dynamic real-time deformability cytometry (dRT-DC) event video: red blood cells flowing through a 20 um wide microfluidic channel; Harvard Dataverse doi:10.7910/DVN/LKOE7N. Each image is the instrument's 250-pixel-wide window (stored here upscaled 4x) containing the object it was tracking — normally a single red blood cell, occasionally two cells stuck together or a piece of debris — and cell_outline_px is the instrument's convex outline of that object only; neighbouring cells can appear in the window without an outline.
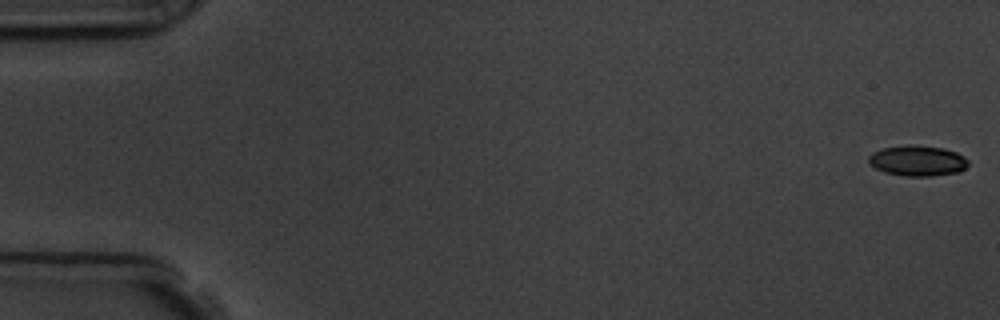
{"species": "common noctule bat (a hibernating species)", "species_latin": "Nyctalus noctula", "temperature_condition": "room temperature", "stored_images_in_passage": 54, "camera_frame_rate_fps": 3000, "um_per_image_px": 0.085, "animal": {"sex": "male", "body_mass_g": 19.5, "forearm_length_mm": 54.6}, "frame": {"image": 1, "passage_image": 1, "time_ms": 0.0, "image_size_px": [1000, 320], "cell_outline_px": [[968, 164], [964, 168], [956, 172], [932, 176], [904, 176], [884, 172], [868, 164], [868, 156], [872, 152], [884, 148], [908, 144], [944, 148], [956, 152], [964, 156], [968, 160]], "centroid_in_image_um": [77.96, 13.66], "position_along_channel_um": 7.0, "area_um2": 17.74}}
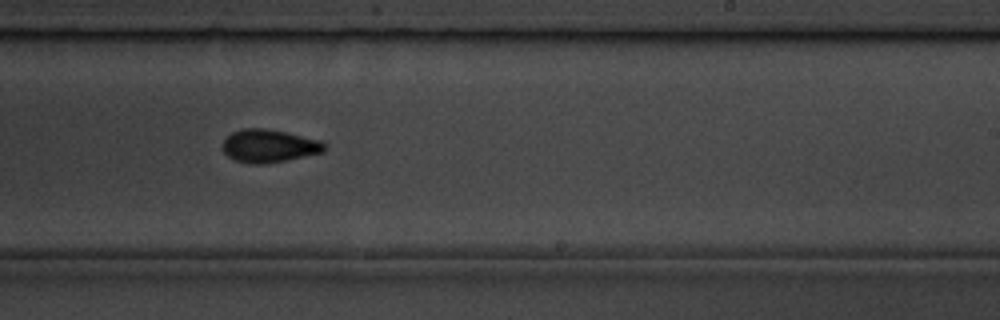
{"frame": {"image": 2, "passage_image": 35, "time_ms": 11.333, "image_size_px": [1000, 320], "cell_outline_px": [[328, 144], [324, 152], [284, 160], [260, 164], [252, 164], [236, 160], [228, 156], [224, 152], [224, 136], [232, 132], [244, 128], [268, 128], [320, 140]], "centroid_in_image_um": [22.88, 12.38], "position_along_channel_um": 266.1, "area_um2": 19.48}}
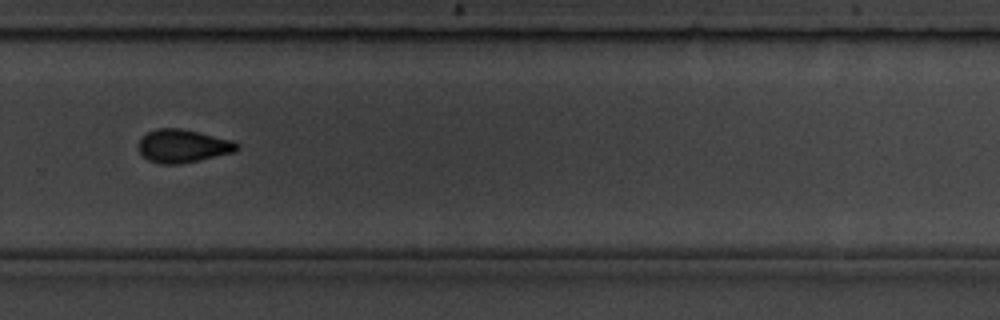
{"frame": {"image": 3, "passage_image": 39, "time_ms": 12.667, "image_size_px": [1000, 320], "cell_outline_px": [[240, 148], [236, 152], [200, 160], [180, 164], [160, 164], [148, 160], [140, 152], [140, 140], [148, 132], [156, 128], [180, 128], [232, 140], [240, 144]], "centroid_in_image_um": [15.6, 12.42], "position_along_channel_um": 314.2, "area_um2": 18.96}}